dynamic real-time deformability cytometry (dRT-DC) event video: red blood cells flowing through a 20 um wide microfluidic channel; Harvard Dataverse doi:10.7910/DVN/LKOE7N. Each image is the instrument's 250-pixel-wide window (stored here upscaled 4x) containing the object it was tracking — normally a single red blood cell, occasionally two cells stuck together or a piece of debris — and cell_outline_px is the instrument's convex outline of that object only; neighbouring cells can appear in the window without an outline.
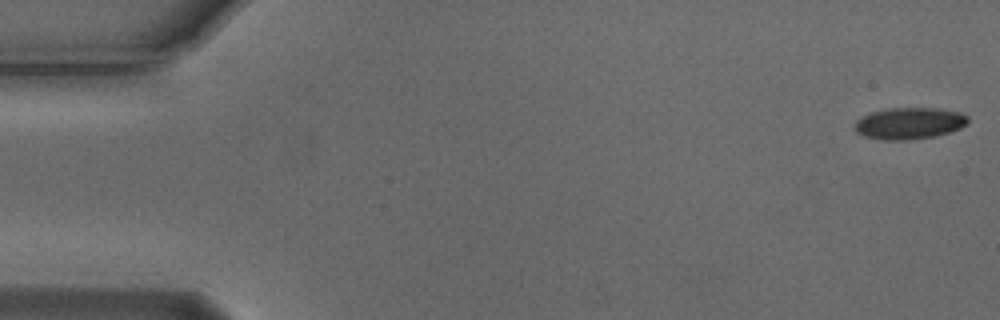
{"species": "Egyptian fruit bat (a non-hibernating species)", "species_latin": "Rousettus aegyptiacus", "temperature_condition": "cold", "stored_images_in_passage": 4, "camera_frame_rate_fps": 3000, "um_per_image_px": 0.085, "animal": {"sex": "male"}, "frame": {"image": 1, "passage_image": 1, "time_ms": 0.0, "image_size_px": [1000, 320], "cell_outline_px": [[968, 120], [960, 128], [948, 132], [932, 136], [908, 140], [884, 140], [864, 136], [856, 132], [856, 120], [872, 112], [892, 108], [932, 108], [960, 112], [968, 116]], "centroid_in_image_um": [77.28, 10.48], "position_along_channel_um": 7.7, "area_um2": 20.46}}
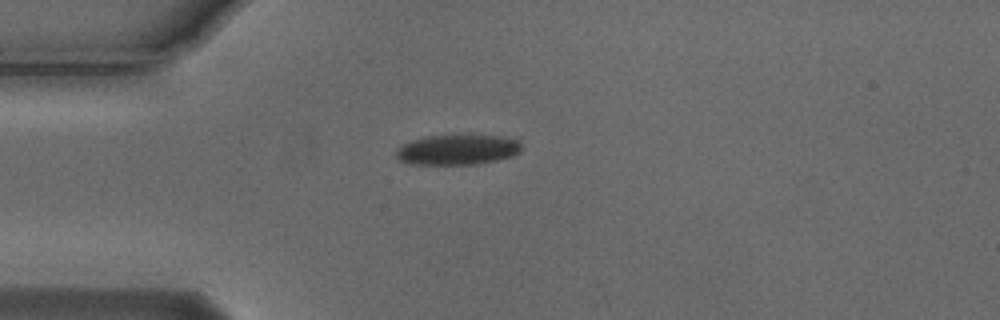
{"frame": {"image": 2, "passage_image": 4, "time_ms": 1.0, "image_size_px": [1000, 320], "cell_outline_px": [[520, 152], [512, 156], [496, 160], [476, 164], [412, 164], [400, 160], [396, 156], [396, 148], [412, 140], [428, 136], [452, 132], [500, 136], [516, 140], [520, 144]], "centroid_in_image_um": [38.87, 12.68], "position_along_channel_um": 46.1, "area_um2": 22.66}}